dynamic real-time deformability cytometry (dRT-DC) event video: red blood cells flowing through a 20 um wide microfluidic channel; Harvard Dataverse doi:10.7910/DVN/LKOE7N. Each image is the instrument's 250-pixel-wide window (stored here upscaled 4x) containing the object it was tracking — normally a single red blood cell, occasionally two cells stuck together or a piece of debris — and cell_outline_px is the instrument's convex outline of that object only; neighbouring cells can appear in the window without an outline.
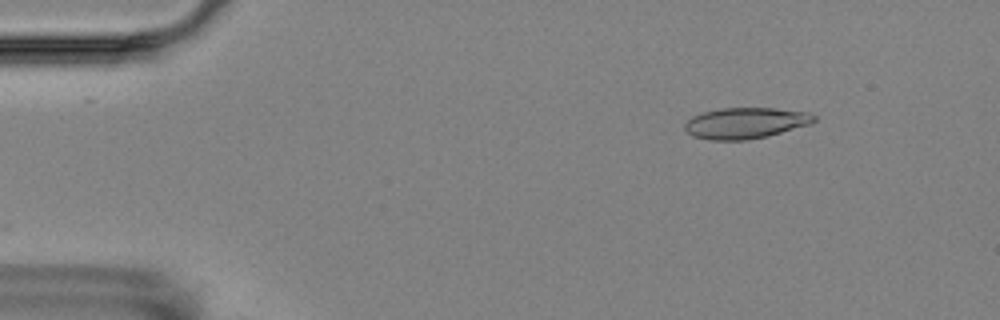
{"species": "Egyptian fruit bat (a non-hibernating species)", "species_latin": "Rousettus aegyptiacus", "temperature_condition": "room temperature", "stored_images_in_passage": 3, "camera_frame_rate_fps": 3000, "um_per_image_px": 0.085, "animal": {"sex": "female"}, "frame": {"image": 1, "passage_image": 1, "time_ms": 0.0, "image_size_px": [1000, 320], "cell_outline_px": [[816, 120], [812, 124], [768, 136], [748, 140], [708, 140], [692, 136], [684, 128], [684, 124], [692, 116], [704, 112], [720, 108], [776, 108], [808, 112], [816, 116]], "centroid_in_image_um": [63.39, 10.46], "position_along_channel_um": 21.6, "area_um2": 23.58}}